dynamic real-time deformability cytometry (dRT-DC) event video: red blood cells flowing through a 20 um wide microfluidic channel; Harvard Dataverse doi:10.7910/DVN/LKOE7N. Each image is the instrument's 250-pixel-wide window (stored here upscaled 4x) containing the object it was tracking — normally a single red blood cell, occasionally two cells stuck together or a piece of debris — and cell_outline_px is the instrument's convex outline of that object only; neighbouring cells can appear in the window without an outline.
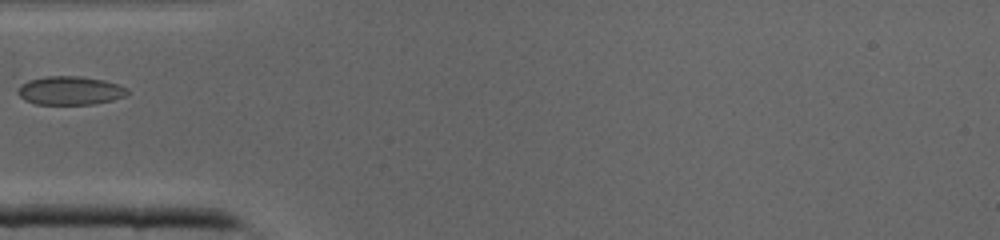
{"species": "common noctule bat (a hibernating species)", "species_latin": "Nyctalus noctula", "temperature_condition": "cold", "stored_images_in_passage": 24, "camera_frame_rate_fps": 3000, "um_per_image_px": 0.085, "animal": {"sex": "male", "body_mass_g": 19.0, "forearm_length_mm": 50.8}, "frame": {"image": 1, "passage_image": 1, "time_ms": 0.0, "image_size_px": [1000, 240], "cell_outline_px": [[128, 92], [124, 96], [112, 100], [92, 104], [36, 104], [24, 100], [16, 92], [28, 80], [44, 76], [80, 76], [104, 80], [128, 88]], "centroid_in_image_um": [5.95, 7.69], "position_along_channel_um": 79.1, "area_um2": 18.09}}
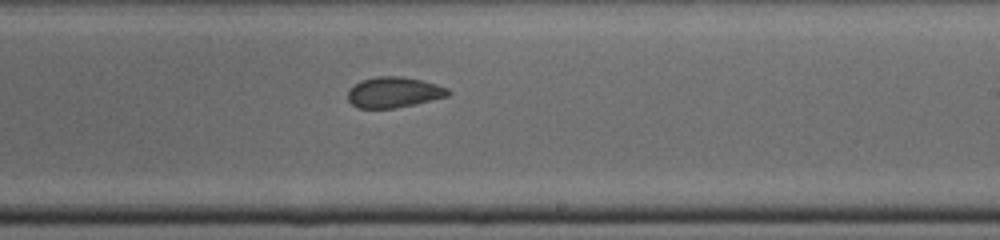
{"frame": {"image": 2, "passage_image": 12, "time_ms": 3.667, "image_size_px": [1000, 240], "cell_outline_px": [[452, 92], [448, 96], [416, 104], [396, 108], [360, 108], [352, 104], [348, 100], [348, 92], [356, 84], [364, 80], [376, 76], [400, 76], [420, 80], [436, 84], [448, 88]], "centroid_in_image_um": [33.52, 7.85], "position_along_channel_um": 255.5, "area_um2": 17.74}}
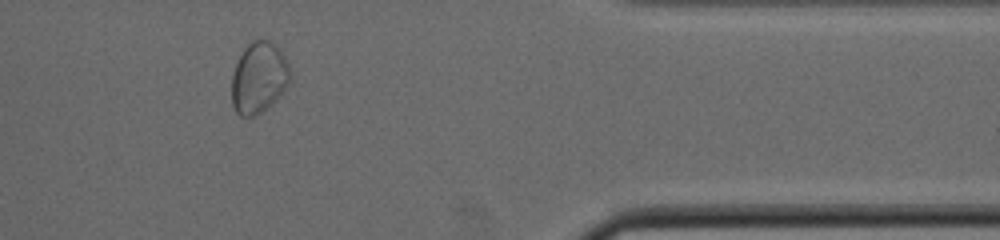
{"frame": {"image": 3, "passage_image": 22, "time_ms": 7.0, "image_size_px": [1000, 240], "cell_outline_px": [[292, 72], [288, 84], [260, 112], [252, 116], [240, 116], [236, 112], [232, 104], [232, 76], [236, 64], [244, 48], [252, 40], [268, 40], [276, 44], [284, 56]], "centroid_in_image_um": [21.99, 6.56], "position_along_channel_um": 389.4, "area_um2": 23.7}}